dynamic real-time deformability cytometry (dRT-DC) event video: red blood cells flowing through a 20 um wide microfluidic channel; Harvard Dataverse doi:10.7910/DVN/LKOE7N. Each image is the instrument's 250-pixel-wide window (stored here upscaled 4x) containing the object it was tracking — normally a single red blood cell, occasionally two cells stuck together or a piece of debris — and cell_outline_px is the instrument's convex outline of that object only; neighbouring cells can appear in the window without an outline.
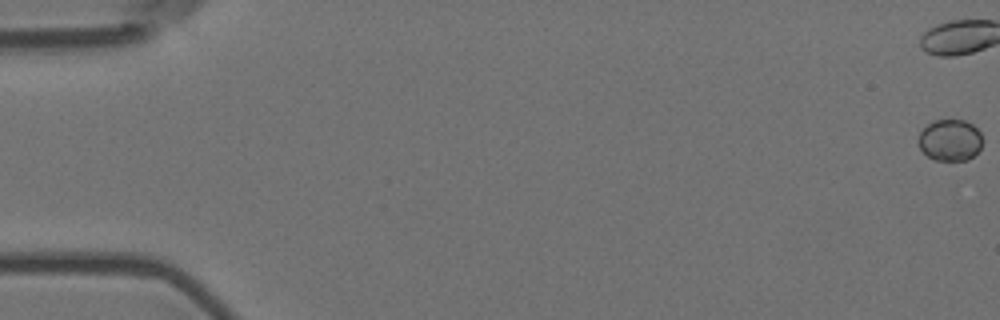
{"species": "Egyptian fruit bat (a non-hibernating species)", "species_latin": "Rousettus aegyptiacus", "temperature_condition": "room temperature", "stored_images_in_passage": 59, "camera_frame_rate_fps": 3000, "um_per_image_px": 0.085, "animal": {"sex": "female"}, "frame": {"image": 1, "passage_image": 1, "time_ms": 0.0, "image_size_px": [1000, 320], "cell_outline_px": [[984, 140], [980, 148], [968, 160], [936, 160], [928, 156], [920, 148], [916, 140], [920, 132], [928, 124], [936, 120], [964, 120], [972, 124], [980, 132]], "centroid_in_image_um": [80.76, 11.91], "position_along_channel_um": 4.2, "area_um2": 15.55}}
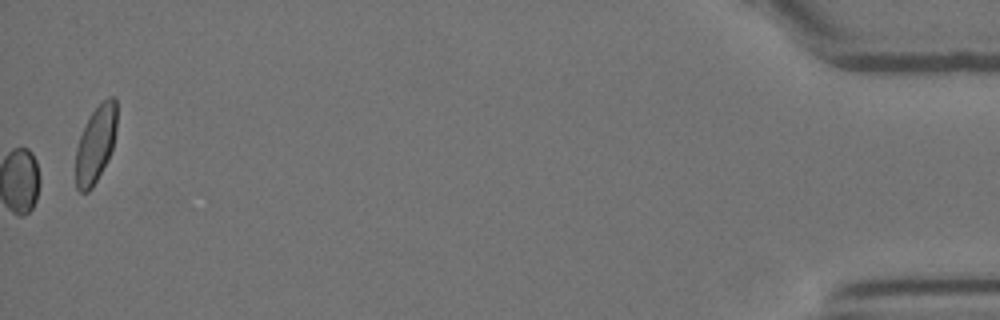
{"frame": {"image": 2, "passage_image": 59, "time_ms": 19.333, "image_size_px": [1000, 320], "cell_outline_px": [[116, 128], [112, 148], [108, 160], [92, 188], [88, 192], [80, 192], [76, 188], [76, 148], [80, 136], [92, 112], [108, 96], [116, 96]], "centroid_in_image_um": [8.13, 12.27], "position_along_channel_um": 427.1, "area_um2": 18.21}}